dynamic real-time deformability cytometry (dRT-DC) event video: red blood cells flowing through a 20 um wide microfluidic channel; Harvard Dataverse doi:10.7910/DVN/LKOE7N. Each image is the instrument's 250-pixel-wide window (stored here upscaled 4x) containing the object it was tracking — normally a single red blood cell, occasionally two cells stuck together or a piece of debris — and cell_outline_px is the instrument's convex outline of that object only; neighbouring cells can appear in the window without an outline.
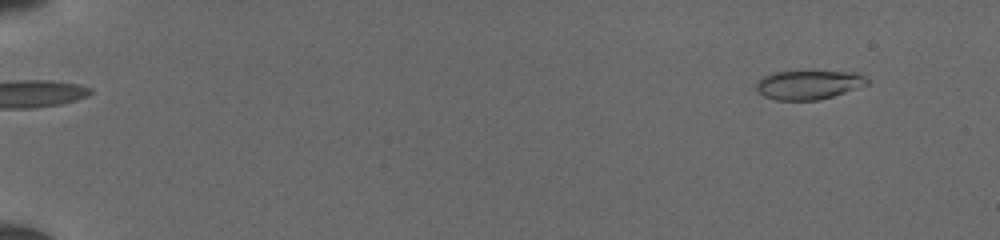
{"species": "common noctule bat (a hibernating species)", "species_latin": "Nyctalus noctula", "temperature_condition": "cold", "stored_images_in_passage": 51, "camera_frame_rate_fps": 3000, "um_per_image_px": 0.085, "animal": {"sex": "female", "body_mass_g": 19.5, "forearm_length_mm": 54.1}, "frame": {"image": 1, "passage_image": 5, "time_ms": 1.333, "image_size_px": [1000, 240], "cell_outline_px": [[868, 84], [832, 96], [816, 100], [776, 100], [764, 96], [756, 88], [756, 84], [764, 76], [776, 72], [856, 72], [864, 76], [868, 80]], "centroid_in_image_um": [68.73, 7.21], "position_along_channel_um": 16.3, "area_um2": 18.26}}
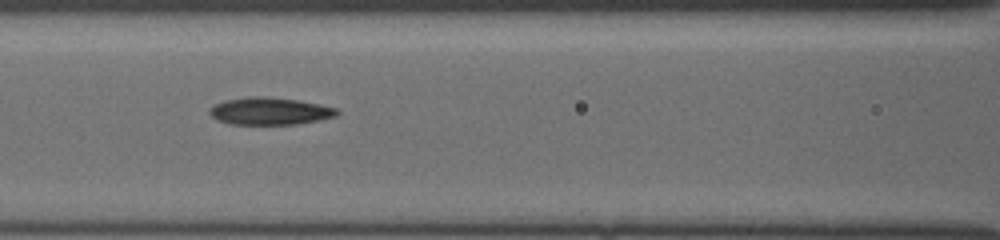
{"frame": {"image": 2, "passage_image": 25, "time_ms": 8.0, "image_size_px": [1000, 240], "cell_outline_px": [[340, 112], [336, 116], [320, 120], [296, 124], [228, 124], [216, 120], [208, 112], [208, 108], [224, 100], [248, 96], [264, 96], [300, 100], [320, 104], [336, 108]], "centroid_in_image_um": [22.92, 9.44], "position_along_channel_um": 143.7, "area_um2": 20.52}}
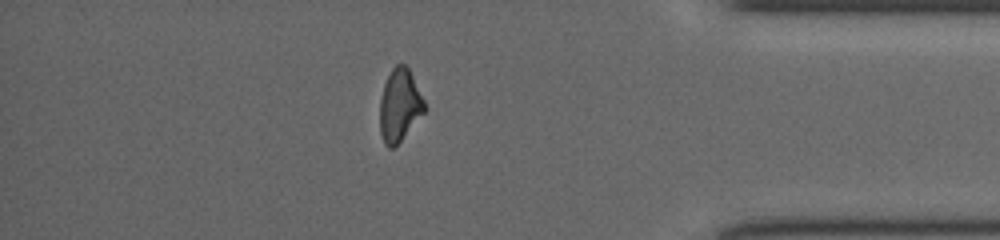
{"frame": {"image": 3, "passage_image": 45, "time_ms": 14.667, "image_size_px": [1000, 240], "cell_outline_px": [[424, 112], [400, 140], [392, 148], [388, 148], [384, 144], [380, 132], [380, 100], [384, 84], [392, 68], [396, 64], [404, 64], [408, 68], [424, 100]], "centroid_in_image_um": [33.94, 8.94], "position_along_channel_um": 401.3, "area_um2": 18.38}}